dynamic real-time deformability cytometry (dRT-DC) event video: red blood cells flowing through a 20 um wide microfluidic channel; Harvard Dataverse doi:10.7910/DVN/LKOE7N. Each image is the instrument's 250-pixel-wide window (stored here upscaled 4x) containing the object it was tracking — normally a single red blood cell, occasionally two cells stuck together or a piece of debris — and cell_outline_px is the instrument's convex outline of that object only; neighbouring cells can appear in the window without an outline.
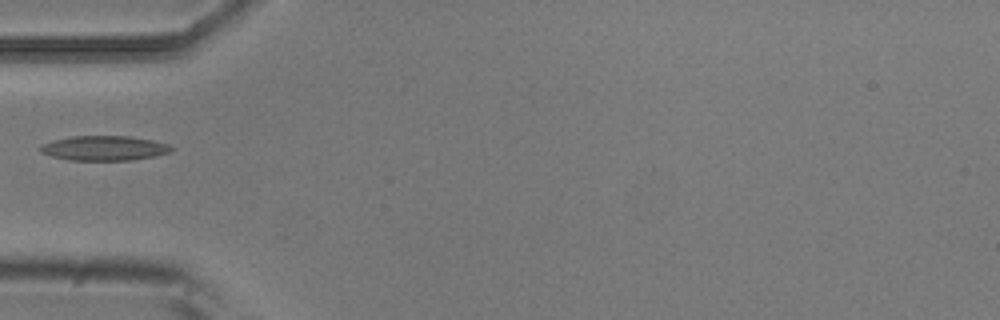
{"species": "common noctule bat (a hibernating species)", "species_latin": "Nyctalus noctula", "temperature_condition": "room temperature", "stored_images_in_passage": 35, "camera_frame_rate_fps": 3000, "um_per_image_px": 0.085, "animal": {"sex": "male", "body_mass_g": 20.5, "forearm_length_mm": 52.5}, "frame": {"image": 1, "passage_image": 1, "time_ms": 0.0, "image_size_px": [1000, 320], "cell_outline_px": [[176, 148], [168, 152], [156, 156], [132, 160], [68, 160], [52, 156], [40, 152], [40, 144], [52, 140], [72, 136], [128, 136], [152, 140], [168, 144]], "centroid_in_image_um": [8.85, 12.59], "position_along_channel_um": 76.2, "area_um2": 18.96}}
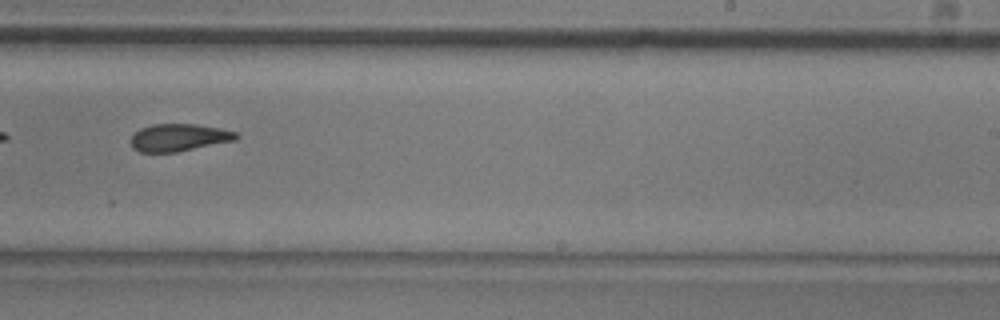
{"frame": {"image": 2, "passage_image": 16, "time_ms": 5.0, "image_size_px": [1000, 320], "cell_outline_px": [[240, 136], [236, 140], [176, 152], [140, 152], [132, 148], [132, 136], [140, 128], [152, 124], [196, 124], [220, 128], [236, 132]], "centroid_in_image_um": [15.22, 11.68], "position_along_channel_um": 273.8, "area_um2": 16.76}}
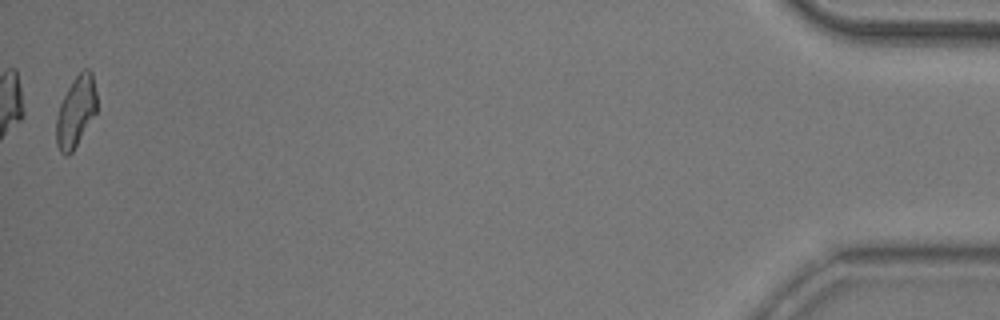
{"frame": {"image": 3, "passage_image": 35, "time_ms": 11.333, "image_size_px": [1000, 320], "cell_outline_px": [[96, 112], [72, 152], [68, 156], [64, 156], [60, 152], [56, 144], [56, 116], [60, 104], [72, 80], [84, 68], [88, 68], [92, 72], [96, 92]], "centroid_in_image_um": [6.43, 9.49], "position_along_channel_um": 428.8, "area_um2": 16.65}}